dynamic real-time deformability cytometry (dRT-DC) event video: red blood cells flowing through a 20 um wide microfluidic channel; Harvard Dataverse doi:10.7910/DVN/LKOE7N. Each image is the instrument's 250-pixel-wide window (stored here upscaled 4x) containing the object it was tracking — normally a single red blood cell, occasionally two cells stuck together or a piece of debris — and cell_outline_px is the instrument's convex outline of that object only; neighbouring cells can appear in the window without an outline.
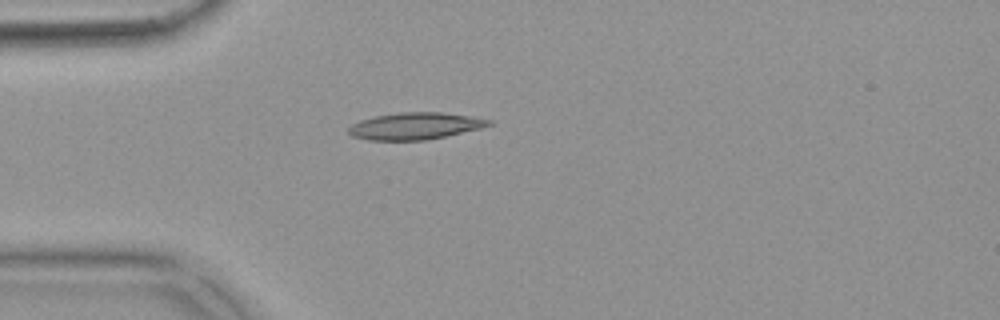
{"species": "common noctule bat (a hibernating species)", "species_latin": "Nyctalus noctula", "temperature_condition": "warm", "stored_images_in_passage": 20, "camera_frame_rate_fps": 3000, "um_per_image_px": 0.085, "animal": {"sex": "female", "body_mass_g": 18.4}, "frame": {"image": 1, "passage_image": 15, "time_ms": 4.667, "image_size_px": [1000, 320], "cell_outline_px": [[492, 124], [480, 128], [428, 140], [368, 140], [352, 136], [348, 132], [348, 128], [352, 124], [360, 120], [376, 116], [400, 112], [440, 112], [468, 116], [492, 120]], "centroid_in_image_um": [35.25, 10.71], "position_along_channel_um": 49.7, "area_um2": 21.79}}
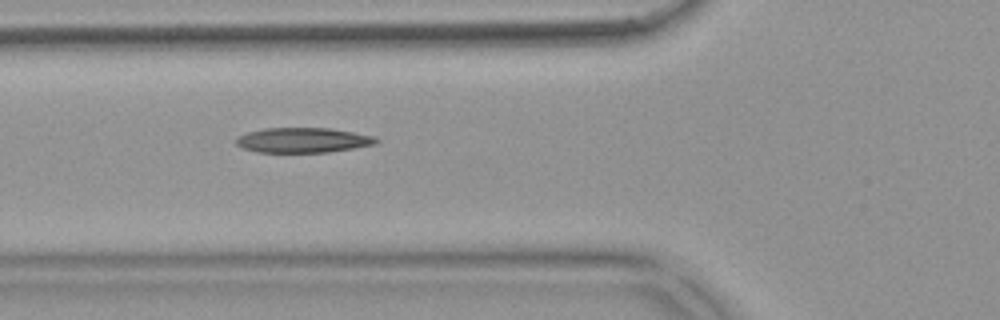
{"frame": {"image": 2, "passage_image": 20, "time_ms": 6.333, "image_size_px": [1000, 320], "cell_outline_px": [[380, 140], [376, 144], [328, 152], [256, 152], [244, 148], [236, 144], [236, 136], [248, 132], [264, 128], [332, 128], [376, 136]], "centroid_in_image_um": [25.77, 11.9], "position_along_channel_um": 100.0, "area_um2": 20.46}}